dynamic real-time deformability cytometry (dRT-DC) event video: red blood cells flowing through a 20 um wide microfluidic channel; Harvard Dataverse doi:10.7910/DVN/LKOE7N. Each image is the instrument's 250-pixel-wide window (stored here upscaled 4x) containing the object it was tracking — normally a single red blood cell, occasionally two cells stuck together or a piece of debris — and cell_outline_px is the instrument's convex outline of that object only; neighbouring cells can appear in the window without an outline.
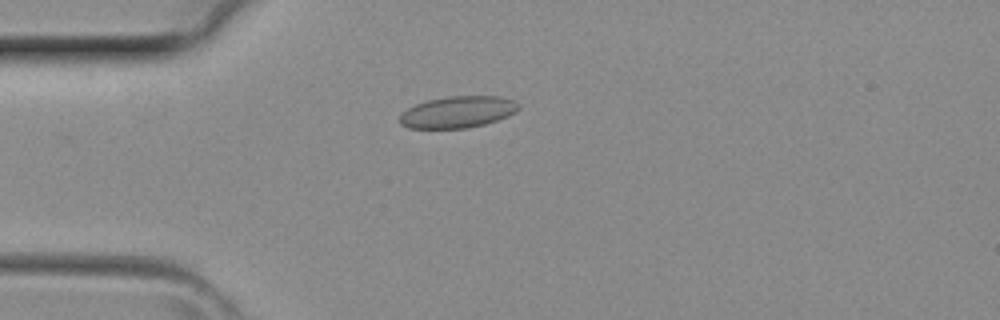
{"species": "common noctule bat (a hibernating species)", "species_latin": "Nyctalus noctula", "temperature_condition": "room temperature", "stored_images_in_passage": 1, "camera_frame_rate_fps": 3000, "um_per_image_px": 0.085, "animal": {"sex": "female", "body_mass_g": 29.2, "forearm_length_mm": 56.3}, "frame": {"image": 1, "passage_image": 1, "time_ms": 0.0, "image_size_px": [1000, 320], "cell_outline_px": [[520, 108], [516, 112], [508, 116], [484, 124], [468, 128], [408, 128], [400, 124], [400, 116], [408, 108], [416, 104], [428, 100], [448, 96], [500, 96], [512, 100], [520, 104]], "centroid_in_image_um": [38.93, 9.52], "position_along_channel_um": 46.1, "area_um2": 21.85}}